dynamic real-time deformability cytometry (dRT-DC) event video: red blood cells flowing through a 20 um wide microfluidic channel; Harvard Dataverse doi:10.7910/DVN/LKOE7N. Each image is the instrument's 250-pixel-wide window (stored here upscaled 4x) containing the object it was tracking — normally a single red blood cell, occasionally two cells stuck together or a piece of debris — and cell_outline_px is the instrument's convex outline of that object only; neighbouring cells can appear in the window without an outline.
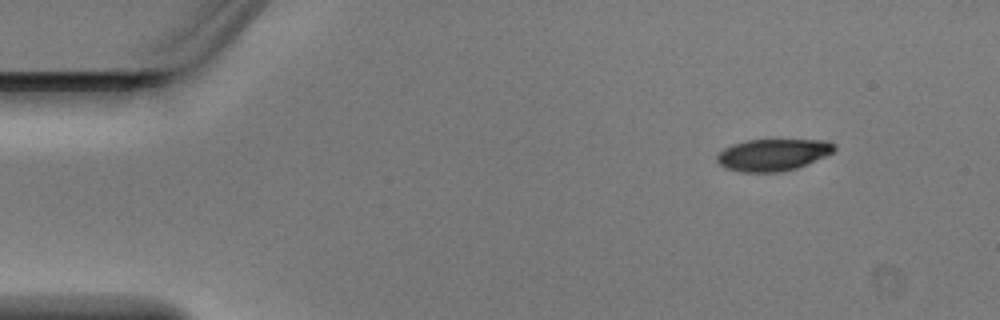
{"species": "Egyptian fruit bat (a non-hibernating species)", "species_latin": "Rousettus aegyptiacus", "temperature_condition": "warm", "stored_images_in_passage": 4, "camera_frame_rate_fps": 3000, "um_per_image_px": 0.085, "animal": {"sex": "male"}, "frame": {"image": 1, "passage_image": 1, "time_ms": 0.0, "image_size_px": [1000, 320], "cell_outline_px": [[836, 152], [796, 168], [780, 172], [740, 172], [728, 168], [720, 164], [716, 160], [716, 156], [724, 148], [732, 144], [748, 140], [828, 140], [836, 144]], "centroid_in_image_um": [65.74, 13.15], "position_along_channel_um": 19.3, "area_um2": 21.85}}
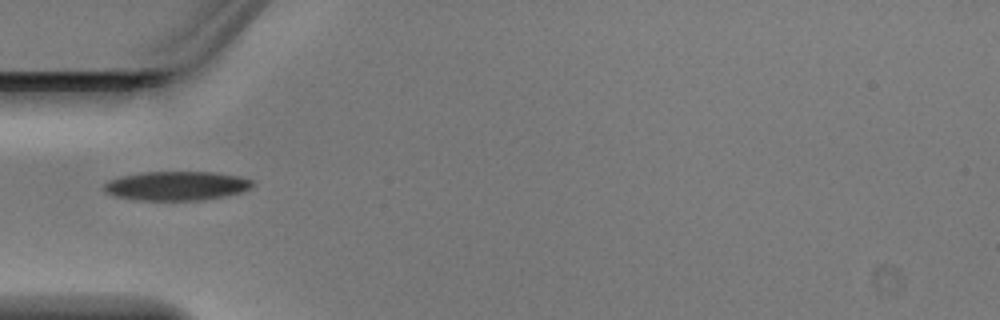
{"frame": {"image": 2, "passage_image": 4, "time_ms": 1.0, "image_size_px": [1000, 320], "cell_outline_px": [[256, 184], [252, 188], [240, 192], [224, 196], [204, 200], [136, 200], [116, 196], [108, 192], [104, 188], [104, 184], [108, 180], [120, 176], [144, 172], [212, 172], [236, 176], [252, 180]], "centroid_in_image_um": [15.02, 15.79], "position_along_channel_um": 70.0, "area_um2": 25.09}}